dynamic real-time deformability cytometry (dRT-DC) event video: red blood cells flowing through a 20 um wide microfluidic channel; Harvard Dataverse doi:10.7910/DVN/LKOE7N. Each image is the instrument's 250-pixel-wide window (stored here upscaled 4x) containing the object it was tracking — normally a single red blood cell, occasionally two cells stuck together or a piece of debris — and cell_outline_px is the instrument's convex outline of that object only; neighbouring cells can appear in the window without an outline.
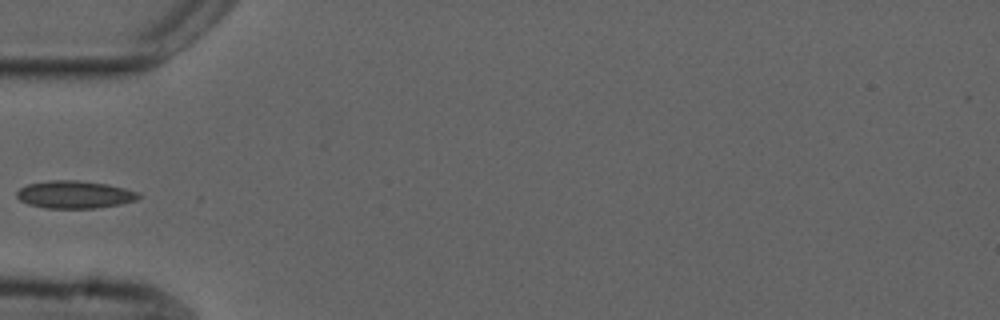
{"species": "common noctule bat (a hibernating species)", "species_latin": "Nyctalus noctula", "temperature_condition": "cold", "stored_images_in_passage": 4, "camera_frame_rate_fps": 3000, "um_per_image_px": 0.085, "animal": {"sex": "male", "forearm_length_mm": 52.5}, "frame": {"image": 1, "passage_image": 4, "time_ms": 4.333, "image_size_px": [1000, 320], "cell_outline_px": [[140, 196], [136, 200], [120, 204], [96, 208], [44, 208], [28, 204], [20, 200], [16, 196], [16, 192], [20, 188], [28, 184], [48, 180], [76, 180], [108, 184], [140, 192]], "centroid_in_image_um": [6.34, 16.53], "position_along_channel_um": 78.7, "area_um2": 19.65}}